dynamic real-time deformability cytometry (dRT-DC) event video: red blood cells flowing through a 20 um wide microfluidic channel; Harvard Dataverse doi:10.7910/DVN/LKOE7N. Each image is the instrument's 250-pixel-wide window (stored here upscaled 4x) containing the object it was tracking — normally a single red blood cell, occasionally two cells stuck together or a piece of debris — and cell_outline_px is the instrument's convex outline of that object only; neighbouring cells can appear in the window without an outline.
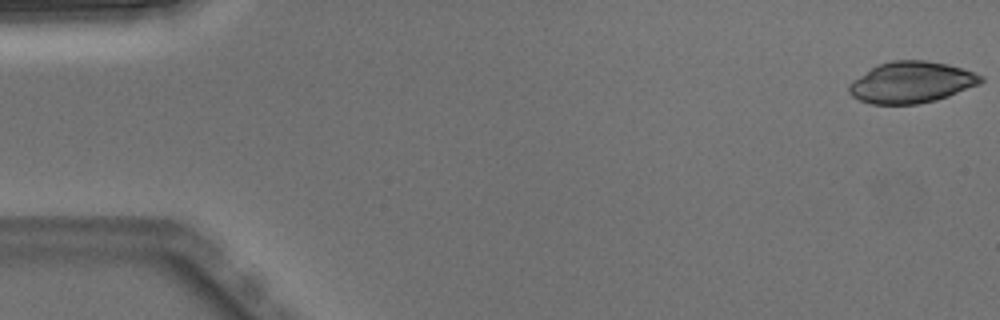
{"species": "Egyptian fruit bat (a non-hibernating species)", "species_latin": "Rousettus aegyptiacus", "temperature_condition": "warm", "stored_images_in_passage": 6, "camera_frame_rate_fps": 3000, "um_per_image_px": 0.085, "animal": {"sex": "male"}, "frame": {"image": 1, "passage_image": 1, "time_ms": 0.0, "image_size_px": [1000, 320], "cell_outline_px": [[984, 80], [980, 84], [948, 96], [936, 100], [916, 104], [872, 104], [860, 100], [852, 96], [848, 92], [848, 84], [852, 80], [876, 64], [892, 60], [924, 60], [948, 64], [984, 76]], "centroid_in_image_um": [77.44, 6.99], "position_along_channel_um": 7.6, "area_um2": 31.85}}
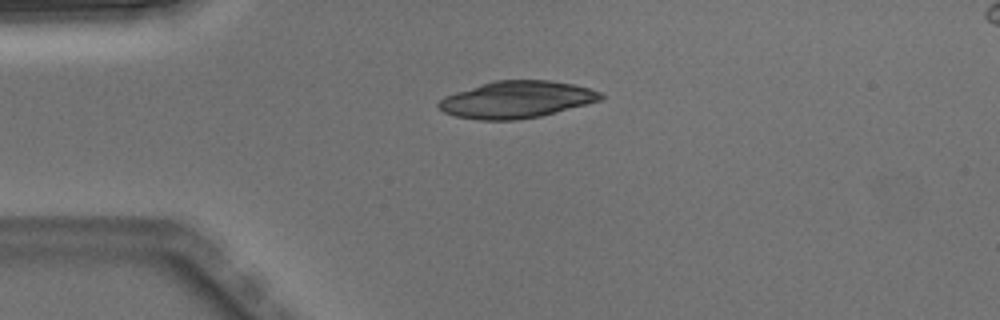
{"frame": {"image": 2, "passage_image": 4, "time_ms": 1.0, "image_size_px": [1000, 320], "cell_outline_px": [[604, 96], [600, 100], [540, 116], [516, 120], [480, 120], [456, 116], [444, 112], [436, 104], [444, 96], [480, 84], [496, 80], [548, 80], [572, 84], [604, 92]], "centroid_in_image_um": [43.9, 8.46], "position_along_channel_um": 41.1, "area_um2": 34.62}}